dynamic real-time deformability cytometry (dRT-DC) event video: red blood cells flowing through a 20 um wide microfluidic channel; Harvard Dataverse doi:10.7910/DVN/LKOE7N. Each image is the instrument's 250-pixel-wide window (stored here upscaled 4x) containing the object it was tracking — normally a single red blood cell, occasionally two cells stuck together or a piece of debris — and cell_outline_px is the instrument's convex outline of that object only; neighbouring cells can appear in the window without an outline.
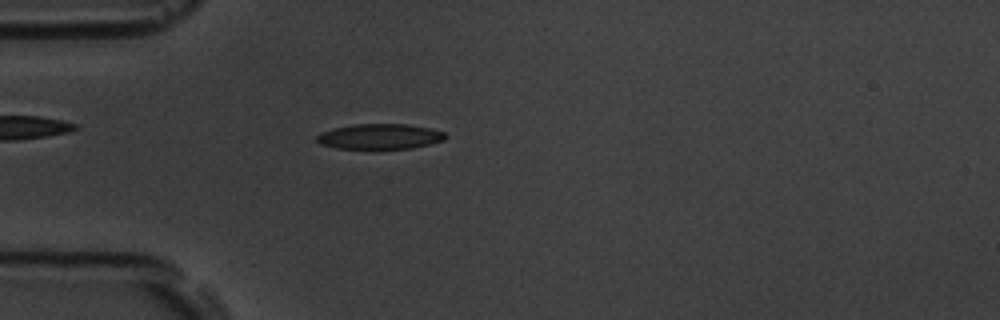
{"species": "common noctule bat (a hibernating species)", "species_latin": "Nyctalus noctula", "temperature_condition": "room temperature", "stored_images_in_passage": 54, "camera_frame_rate_fps": 3000, "um_per_image_px": 0.085, "animal": {"sex": "male", "body_mass_g": 19.5, "forearm_length_mm": 54.6}, "frame": {"image": 1, "passage_image": 15, "time_ms": 4.667, "image_size_px": [1000, 320], "cell_outline_px": [[448, 136], [444, 140], [412, 148], [336, 148], [320, 144], [316, 140], [316, 136], [320, 132], [332, 128], [352, 124], [408, 124], [428, 128], [444, 132]], "centroid_in_image_um": [32.25, 11.59], "position_along_channel_um": 52.8, "area_um2": 18.9}}
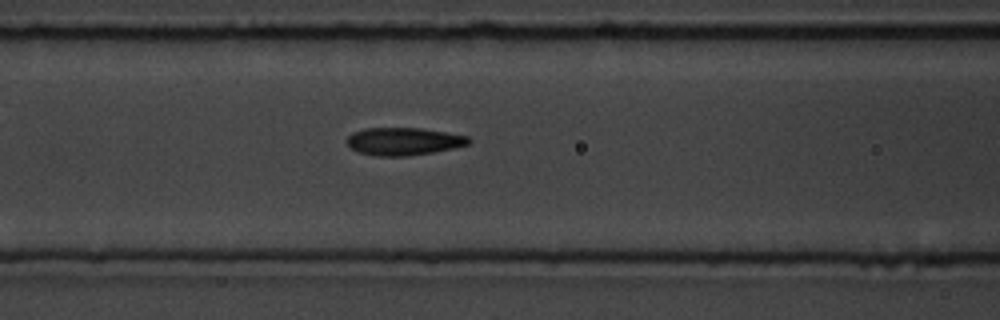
{"frame": {"image": 2, "passage_image": 22, "time_ms": 7.0, "image_size_px": [1000, 320], "cell_outline_px": [[472, 140], [468, 144], [452, 148], [432, 152], [408, 156], [376, 156], [356, 152], [344, 140], [352, 132], [364, 128], [420, 128], [468, 136]], "centroid_in_image_um": [34.25, 12.01], "position_along_channel_um": 132.3, "area_um2": 19.65}}
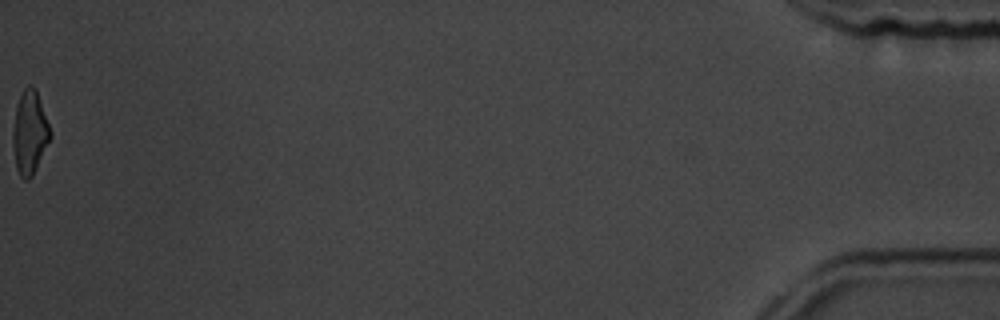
{"frame": {"image": 3, "passage_image": 54, "time_ms": 17.667, "image_size_px": [1000, 320], "cell_outline_px": [[52, 136], [32, 176], [28, 180], [24, 180], [20, 176], [16, 168], [12, 144], [12, 132], [16, 104], [24, 88], [28, 84], [32, 84], [36, 88]], "centroid_in_image_um": [2.5, 11.25], "position_along_channel_um": 432.7, "area_um2": 18.21}, "authors_computed_cell_mechanics": {"area_um2": 18.9584, "velocity_mm_per_s": 3.7811, "shape_relaxation_time_tau1_ms": 4.5373, "shape_relaxation_time_tau2_ms": 2.276, "deformation_change_tau1": 0.1291, "deformation_change_tau2": 0.0943}}